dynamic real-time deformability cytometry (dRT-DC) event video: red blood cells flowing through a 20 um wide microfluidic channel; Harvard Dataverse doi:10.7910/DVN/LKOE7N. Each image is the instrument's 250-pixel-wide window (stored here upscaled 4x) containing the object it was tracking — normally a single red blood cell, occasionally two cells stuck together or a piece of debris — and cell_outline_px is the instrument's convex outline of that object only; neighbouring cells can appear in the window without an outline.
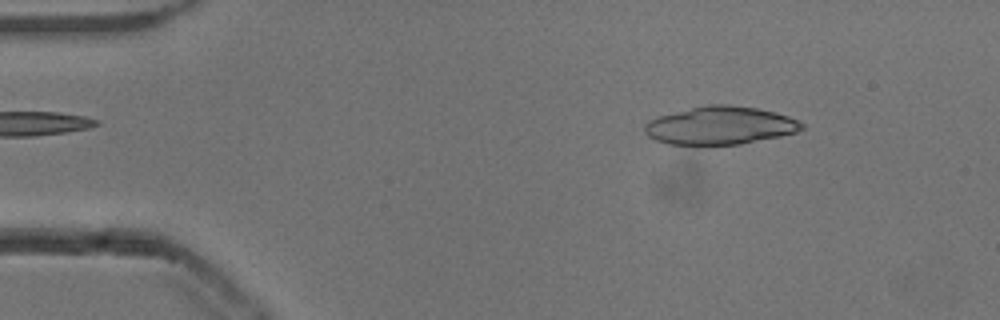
{"species": "common noctule bat (a hibernating species)", "species_latin": "Nyctalus noctula", "temperature_condition": "cold", "stored_images_in_passage": 46, "camera_frame_rate_fps": 3000, "um_per_image_px": 0.085, "animal": {"sex": "male", "body_mass_g": 13.3}, "frame": {"image": 1, "passage_image": 1, "time_ms": 0.0, "image_size_px": [1000, 320], "cell_outline_px": [[804, 128], [796, 132], [780, 136], [740, 144], [704, 148], [668, 144], [656, 140], [648, 136], [644, 132], [644, 124], [648, 120], [660, 116], [708, 104], [728, 104], [756, 108], [776, 112], [788, 116], [804, 124]], "centroid_in_image_um": [61.17, 10.71], "position_along_channel_um": 23.8, "area_um2": 35.55}}